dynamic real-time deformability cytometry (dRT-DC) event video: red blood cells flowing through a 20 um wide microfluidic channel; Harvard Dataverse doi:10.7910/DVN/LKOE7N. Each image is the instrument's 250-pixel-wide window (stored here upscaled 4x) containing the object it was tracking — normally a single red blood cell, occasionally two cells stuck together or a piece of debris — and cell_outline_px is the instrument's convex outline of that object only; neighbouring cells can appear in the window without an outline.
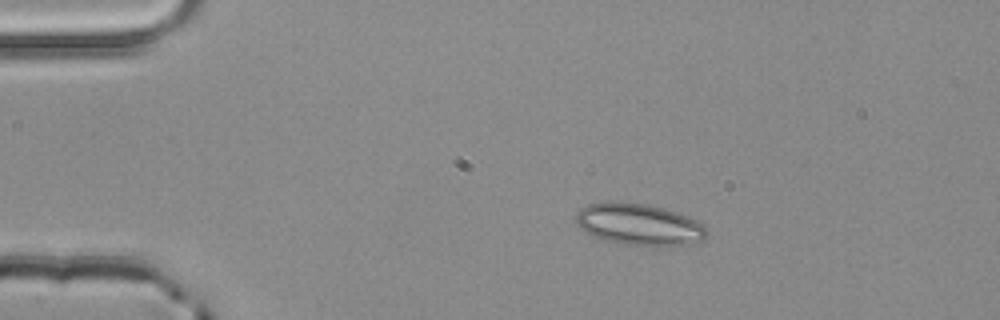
{"species": "common noctule bat (a hibernating species)", "species_latin": "Nyctalus noctula", "temperature_condition": "room temperature", "stored_images_in_passage": 2, "camera_frame_rate_fps": 3000, "um_per_image_px": 0.085, "animal": {"sex": "male", "body_mass_g": 20.4}, "frame": {"image": 1, "passage_image": 1, "time_ms": 0.0, "image_size_px": [1000, 320], "cell_outline_px": [[708, 236], [704, 240], [688, 244], [620, 244], [604, 240], [580, 228], [576, 224], [576, 212], [580, 208], [588, 204], [648, 204], [680, 212], [704, 224], [708, 232]], "centroid_in_image_um": [54.38, 19.08], "position_along_channel_um": 30.6, "area_um2": 30.92}}